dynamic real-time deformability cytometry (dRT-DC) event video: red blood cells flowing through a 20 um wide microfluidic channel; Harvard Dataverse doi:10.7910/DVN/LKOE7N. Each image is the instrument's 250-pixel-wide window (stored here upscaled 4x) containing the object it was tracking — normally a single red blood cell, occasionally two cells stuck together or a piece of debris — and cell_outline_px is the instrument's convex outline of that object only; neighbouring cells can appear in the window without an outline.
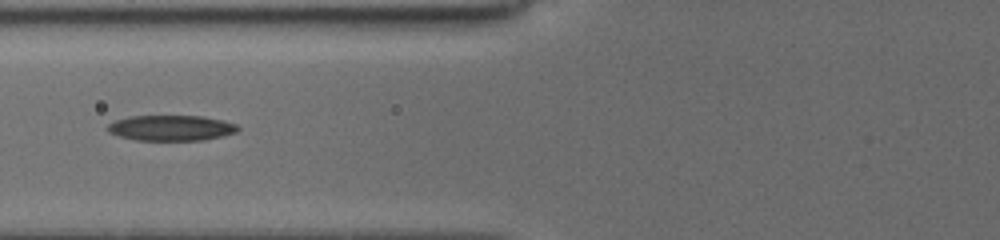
{"species": "common noctule bat (a hibernating species)", "species_latin": "Nyctalus noctula", "temperature_condition": "cold", "stored_images_in_passage": 6, "camera_frame_rate_fps": 3000, "um_per_image_px": 0.085, "animal": {"sex": "female", "body_mass_g": 19.5, "forearm_length_mm": 54.1}, "frame": {"image": 1, "passage_image": 5, "time_ms": 2.0, "image_size_px": [1000, 240], "cell_outline_px": [[240, 128], [236, 132], [204, 140], [136, 140], [120, 136], [108, 132], [108, 124], [116, 120], [128, 116], [204, 116], [224, 120], [236, 124]], "centroid_in_image_um": [14.56, 10.87], "position_along_channel_um": 111.2, "area_um2": 19.31}}